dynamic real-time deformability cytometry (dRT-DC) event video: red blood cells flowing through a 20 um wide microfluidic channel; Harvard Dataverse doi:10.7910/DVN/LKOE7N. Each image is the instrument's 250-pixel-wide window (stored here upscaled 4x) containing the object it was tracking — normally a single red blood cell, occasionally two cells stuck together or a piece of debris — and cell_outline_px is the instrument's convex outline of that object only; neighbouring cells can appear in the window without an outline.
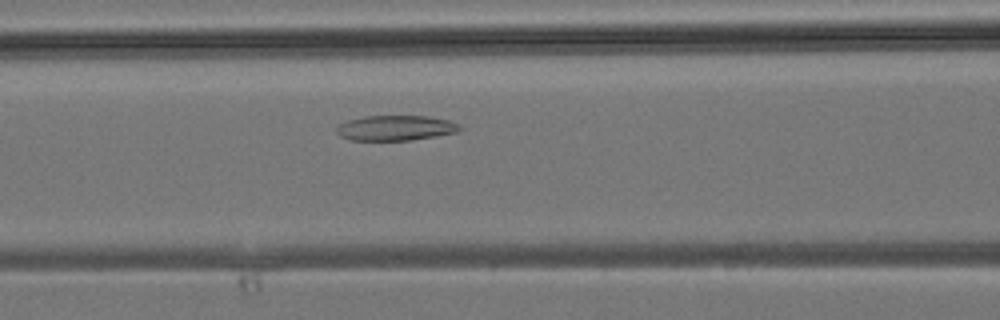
{"species": "common noctule bat (a hibernating species)", "species_latin": "Nyctalus noctula", "temperature_condition": "room temperature", "stored_images_in_passage": 26, "camera_frame_rate_fps": 3000, "um_per_image_px": 0.085, "animal": {"sex": "male", "body_mass_g": 19.2, "forearm_length_mm": 51.8}, "frame": {"image": 1, "passage_image": 6, "time_ms": 1.667, "image_size_px": [1000, 320], "cell_outline_px": [[464, 128], [456, 132], [436, 136], [412, 140], [348, 140], [340, 136], [336, 132], [336, 128], [340, 124], [348, 120], [364, 116], [428, 116], [448, 120], [460, 124]], "centroid_in_image_um": [33.63, 10.88], "position_along_channel_um": 133.0, "area_um2": 18.15}}
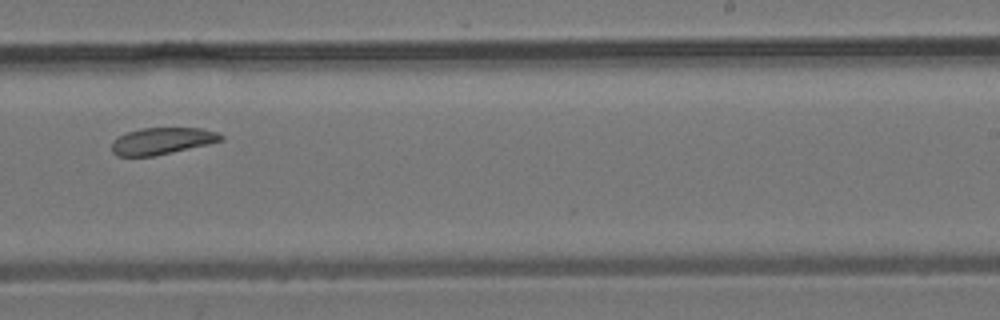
{"frame": {"image": 2, "passage_image": 14, "time_ms": 4.333, "image_size_px": [1000, 320], "cell_outline_px": [[224, 140], [208, 144], [156, 156], [116, 156], [112, 152], [112, 140], [128, 132], [140, 128], [200, 128], [216, 132], [224, 136]], "centroid_in_image_um": [13.77, 11.99], "position_along_channel_um": 275.2, "area_um2": 17.05}}
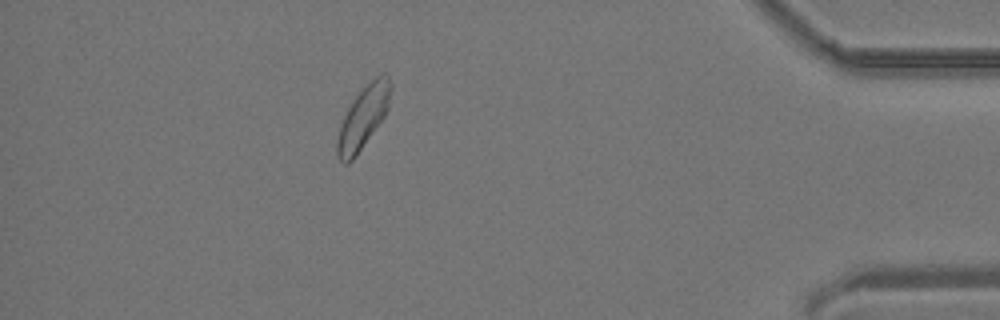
{"frame": {"image": 3, "passage_image": 24, "time_ms": 7.667, "image_size_px": [1000, 320], "cell_outline_px": [[392, 88], [388, 108], [384, 116], [352, 160], [348, 164], [344, 164], [336, 156], [336, 140], [340, 124], [352, 100], [376, 76], [388, 76], [392, 84]], "centroid_in_image_um": [30.84, 10.01], "position_along_channel_um": 404.4, "area_um2": 18.96}}